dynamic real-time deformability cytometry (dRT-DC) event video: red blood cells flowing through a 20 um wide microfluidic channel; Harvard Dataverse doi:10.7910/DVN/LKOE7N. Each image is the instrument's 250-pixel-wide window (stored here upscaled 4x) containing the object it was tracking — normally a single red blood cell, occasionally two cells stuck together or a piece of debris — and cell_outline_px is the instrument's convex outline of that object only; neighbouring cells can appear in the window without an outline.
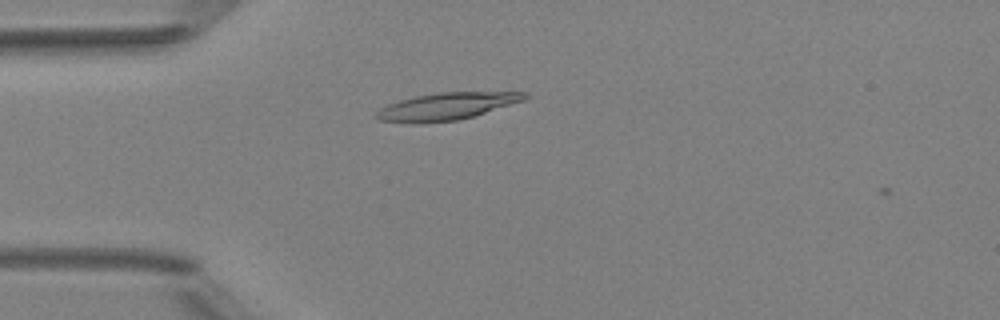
{"species": "Egyptian fruit bat (a non-hibernating species)", "species_latin": "Rousettus aegyptiacus", "temperature_condition": "room temperature", "stored_images_in_passage": 5, "camera_frame_rate_fps": 3000, "um_per_image_px": 0.085, "animal": {"sex": "female"}, "frame": {"image": 1, "passage_image": 3, "time_ms": 2.333, "image_size_px": [1000, 320], "cell_outline_px": [[528, 96], [524, 100], [472, 116], [456, 120], [416, 124], [408, 124], [380, 120], [372, 116], [380, 108], [388, 104], [400, 100], [416, 96], [440, 92], [528, 92]], "centroid_in_image_um": [37.89, 9.05], "position_along_channel_um": 47.1, "area_um2": 23.41}}
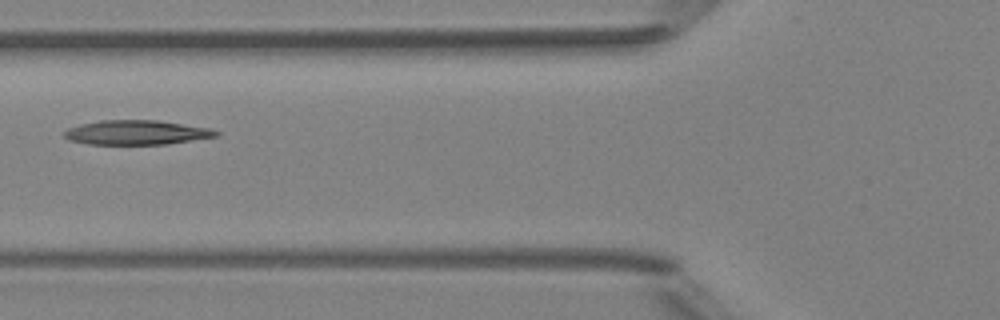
{"frame": {"image": 2, "passage_image": 5, "time_ms": 4.333, "image_size_px": [1000, 320], "cell_outline_px": [[220, 136], [164, 144], [88, 144], [68, 140], [64, 136], [64, 132], [68, 128], [80, 124], [100, 120], [156, 120], [212, 128], [220, 132]], "centroid_in_image_um": [11.62, 11.26], "position_along_channel_um": 114.2, "area_um2": 21.68}}